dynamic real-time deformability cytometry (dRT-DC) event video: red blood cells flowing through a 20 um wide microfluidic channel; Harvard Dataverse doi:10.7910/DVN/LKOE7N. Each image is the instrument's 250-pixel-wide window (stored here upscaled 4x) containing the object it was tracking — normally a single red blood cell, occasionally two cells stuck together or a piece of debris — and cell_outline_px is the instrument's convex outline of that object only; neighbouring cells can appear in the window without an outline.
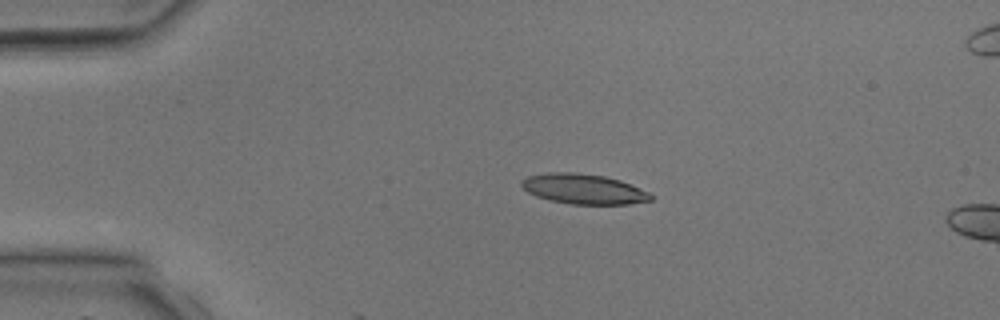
{"species": "common noctule bat (a hibernating species)", "species_latin": "Nyctalus noctula", "temperature_condition": "room temperature", "stored_images_in_passage": 2, "camera_frame_rate_fps": 3000, "um_per_image_px": 0.085, "animal": {"sex": "male", "body_mass_g": 17.9, "forearm_length_mm": 54.2}, "frame": {"image": 1, "passage_image": 1, "time_ms": 0.0, "image_size_px": [1000, 320], "cell_outline_px": [[652, 200], [628, 204], [572, 204], [548, 200], [536, 196], [528, 192], [520, 184], [520, 180], [528, 176], [548, 172], [572, 172], [604, 176], [620, 180], [648, 192], [652, 196]], "centroid_in_image_um": [49.56, 16.06], "position_along_channel_um": 35.4, "area_um2": 22.54}}